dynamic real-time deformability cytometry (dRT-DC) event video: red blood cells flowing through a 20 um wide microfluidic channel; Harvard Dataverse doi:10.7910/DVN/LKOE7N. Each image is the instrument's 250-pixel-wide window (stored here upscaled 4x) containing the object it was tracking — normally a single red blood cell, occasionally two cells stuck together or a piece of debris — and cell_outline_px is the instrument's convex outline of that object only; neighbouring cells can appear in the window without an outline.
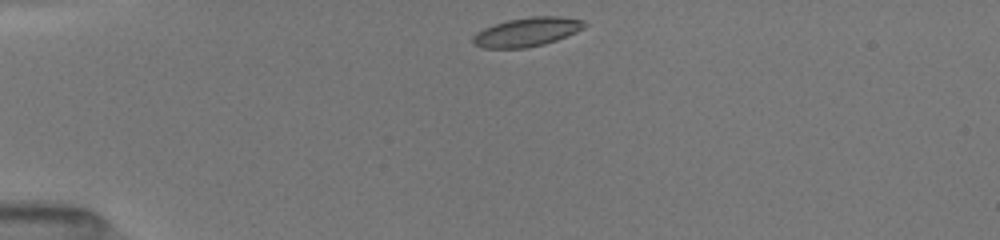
{"species": "common noctule bat (a hibernating species)", "species_latin": "Nyctalus noctula", "temperature_condition": "room temperature", "stored_images_in_passage": 40, "camera_frame_rate_fps": 3000, "um_per_image_px": 0.085, "animal": {"sex": "female", "body_mass_g": 19.5, "forearm_length_mm": 54.1}, "frame": {"image": 1, "passage_image": 1, "time_ms": 0.0, "image_size_px": [1000, 240], "cell_outline_px": [[588, 24], [584, 28], [576, 32], [556, 40], [544, 44], [524, 48], [484, 48], [472, 44], [472, 36], [476, 32], [484, 28], [508, 20], [532, 16], [560, 16], [584, 20]], "centroid_in_image_um": [44.79, 2.71], "position_along_channel_um": 40.2, "area_um2": 18.84}}
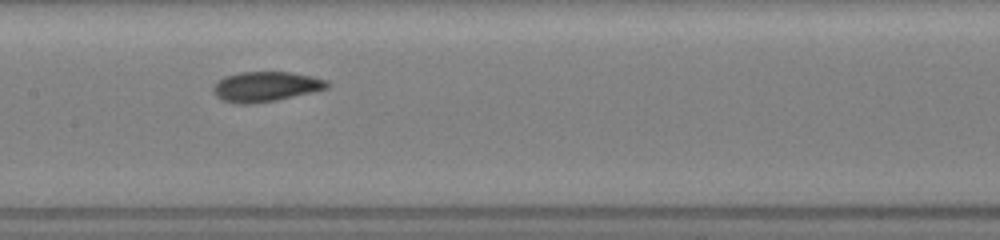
{"frame": {"image": 2, "passage_image": 17, "time_ms": 4.667, "image_size_px": [1000, 240], "cell_outline_px": [[328, 88], [312, 92], [276, 100], [248, 104], [236, 104], [224, 100], [216, 96], [212, 92], [212, 88], [224, 76], [240, 72], [292, 72], [328, 80]], "centroid_in_image_um": [22.57, 7.36], "position_along_channel_um": 184.8, "area_um2": 19.77}}
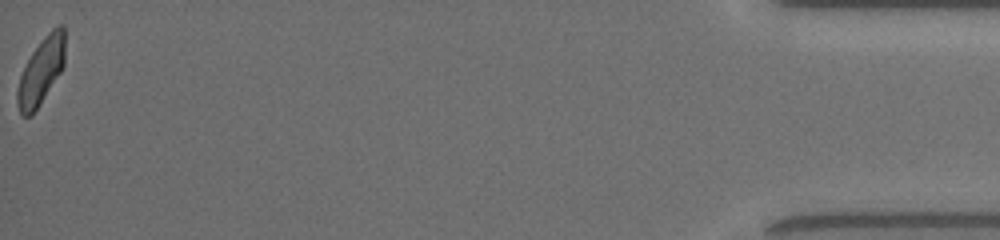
{"frame": {"image": 3, "passage_image": 40, "time_ms": 13.0, "image_size_px": [1000, 240], "cell_outline_px": [[64, 64], [60, 72], [40, 104], [32, 116], [24, 116], [20, 112], [16, 104], [16, 92], [20, 76], [32, 52], [44, 36], [56, 24], [64, 24]], "centroid_in_image_um": [3.48, 6.03], "position_along_channel_um": 431.7, "area_um2": 18.38}, "authors_computed_cell_mechanics": {"area_um2": 18.9584, "velocity_mm_per_s": 4.0155, "shape_relaxation_time_tau1_ms": 3.6799, "shape_relaxation_time_tau2_ms": 2.7237, "deformation_change_tau1": 0.1136, "deformation_change_tau2": 0.0651}}